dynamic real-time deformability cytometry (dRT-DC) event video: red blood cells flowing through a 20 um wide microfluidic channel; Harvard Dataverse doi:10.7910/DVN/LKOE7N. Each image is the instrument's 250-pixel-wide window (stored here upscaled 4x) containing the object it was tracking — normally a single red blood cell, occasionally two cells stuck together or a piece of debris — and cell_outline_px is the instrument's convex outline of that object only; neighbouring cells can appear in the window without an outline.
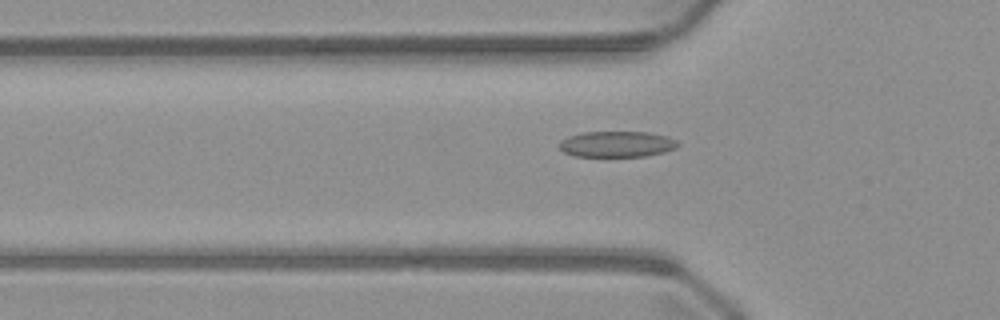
{"species": "common noctule bat (a hibernating species)", "species_latin": "Nyctalus noctula", "temperature_condition": "warm", "stored_images_in_passage": 51, "camera_frame_rate_fps": 3000, "um_per_image_px": 0.085, "animal": {"sex": "male", "body_mass_g": 23.1, "forearm_length_mm": 52.7}, "frame": {"image": 1, "passage_image": 17, "time_ms": 5.333, "image_size_px": [1000, 320], "cell_outline_px": [[680, 144], [676, 148], [664, 152], [644, 156], [572, 156], [564, 152], [560, 148], [560, 140], [568, 136], [584, 132], [648, 132], [668, 136], [676, 140]], "centroid_in_image_um": [52.44, 12.25], "position_along_channel_um": 73.4, "area_um2": 17.92}}
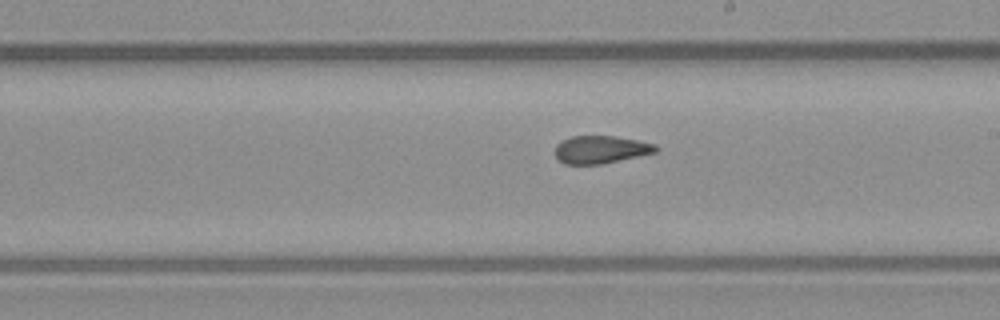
{"frame": {"image": 2, "passage_image": 29, "time_ms": 9.333, "image_size_px": [1000, 320], "cell_outline_px": [[660, 148], [656, 152], [600, 164], [564, 164], [556, 156], [556, 144], [560, 140], [572, 136], [616, 136], [656, 144]], "centroid_in_image_um": [51.06, 12.7], "position_along_channel_um": 237.9, "area_um2": 16.18}}
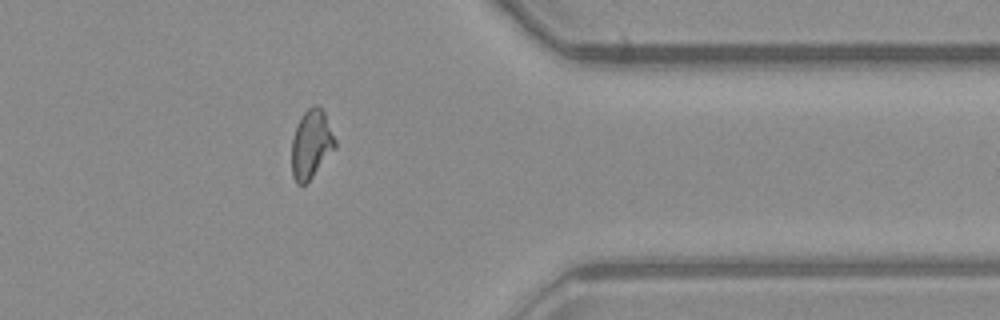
{"frame": {"image": 3, "passage_image": 41, "time_ms": 13.333, "image_size_px": [1000, 320], "cell_outline_px": [[336, 148], [312, 176], [304, 184], [296, 184], [292, 176], [292, 140], [300, 116], [308, 108], [316, 104], [324, 112], [336, 140]], "centroid_in_image_um": [26.45, 12.25], "position_along_channel_um": 384.9, "area_um2": 17.17}}